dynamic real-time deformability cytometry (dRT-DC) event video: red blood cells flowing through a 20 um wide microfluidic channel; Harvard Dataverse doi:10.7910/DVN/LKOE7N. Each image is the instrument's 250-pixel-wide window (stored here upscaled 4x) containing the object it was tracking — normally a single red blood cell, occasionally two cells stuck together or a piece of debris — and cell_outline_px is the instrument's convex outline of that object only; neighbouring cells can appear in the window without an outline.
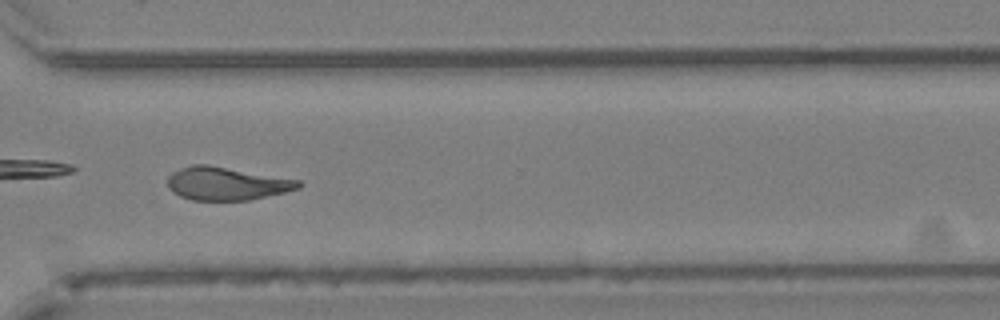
{"species": "Egyptian fruit bat (a non-hibernating species)", "species_latin": "Rousettus aegyptiacus", "temperature_condition": "cold", "stored_images_in_passage": 46, "camera_frame_rate_fps": 3000, "um_per_image_px": 0.085, "animal": {"sex": "female"}, "frame": {"image": 1, "passage_image": 33, "time_ms": 10.667, "image_size_px": [1000, 320], "cell_outline_px": [[304, 184], [300, 188], [284, 192], [248, 200], [192, 200], [180, 196], [172, 192], [168, 188], [168, 176], [172, 172], [180, 168], [192, 164], [208, 164], [300, 180]], "centroid_in_image_um": [19.24, 15.59], "position_along_channel_um": 351.4, "area_um2": 25.32}}
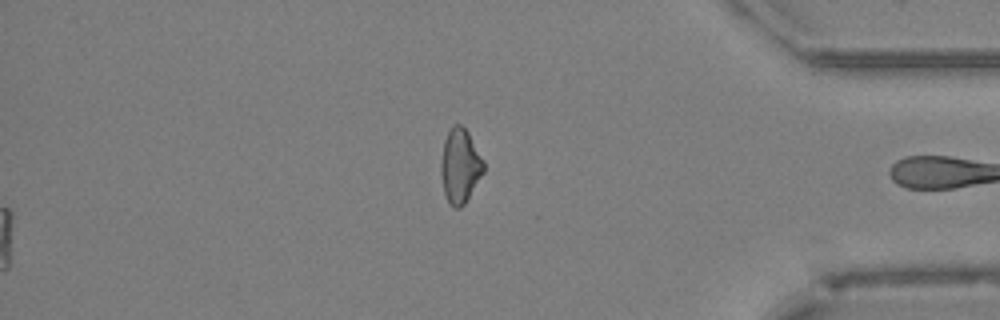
{"frame": {"image": 2, "passage_image": 46, "time_ms": 15.0, "image_size_px": [1000, 320], "cell_outline_px": [[484, 172], [464, 204], [460, 208], [456, 208], [448, 204], [444, 192], [440, 172], [440, 160], [444, 140], [452, 124], [460, 124], [468, 132], [484, 160]], "centroid_in_image_um": [39.09, 14.1], "position_along_channel_um": 396.1, "area_um2": 18.61}}